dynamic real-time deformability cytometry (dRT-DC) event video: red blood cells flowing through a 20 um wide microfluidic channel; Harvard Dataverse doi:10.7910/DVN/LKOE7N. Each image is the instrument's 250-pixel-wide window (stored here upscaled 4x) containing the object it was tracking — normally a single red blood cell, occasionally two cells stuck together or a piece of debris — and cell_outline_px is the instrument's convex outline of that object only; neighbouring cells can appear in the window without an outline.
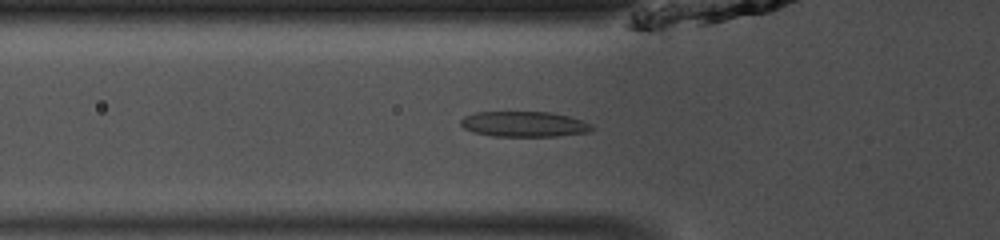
{"species": "common noctule bat (a hibernating species)", "species_latin": "Nyctalus noctula", "temperature_condition": "room temperature", "stored_images_in_passage": 47, "camera_frame_rate_fps": 3000, "um_per_image_px": 0.085, "animal": {"sex": "male", "body_mass_g": 13.0, "forearm_length_mm": 53.1}, "frame": {"image": 1, "passage_image": 15, "time_ms": 4.667, "image_size_px": [1000, 240], "cell_outline_px": [[596, 128], [588, 132], [556, 136], [496, 136], [472, 132], [464, 128], [460, 124], [460, 120], [464, 116], [476, 112], [552, 112], [568, 116], [592, 124]], "centroid_in_image_um": [44.55, 10.55], "position_along_channel_um": 81.3, "area_um2": 19.42}}
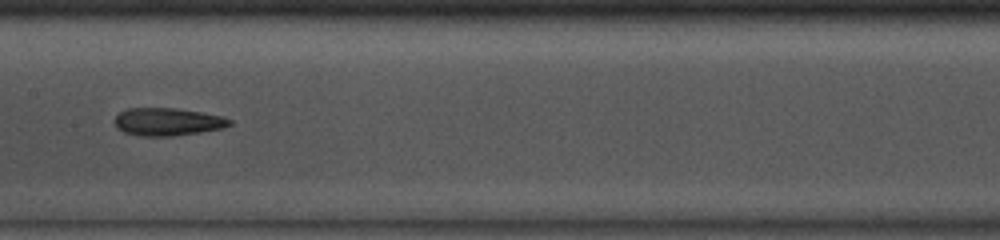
{"frame": {"image": 2, "passage_image": 23, "time_ms": 7.333, "image_size_px": [1000, 240], "cell_outline_px": [[232, 124], [224, 128], [200, 132], [172, 136], [144, 136], [124, 132], [116, 128], [116, 116], [120, 112], [128, 108], [176, 108], [224, 116], [232, 120]], "centroid_in_image_um": [14.28, 10.35], "position_along_channel_um": 193.1, "area_um2": 18.55}}
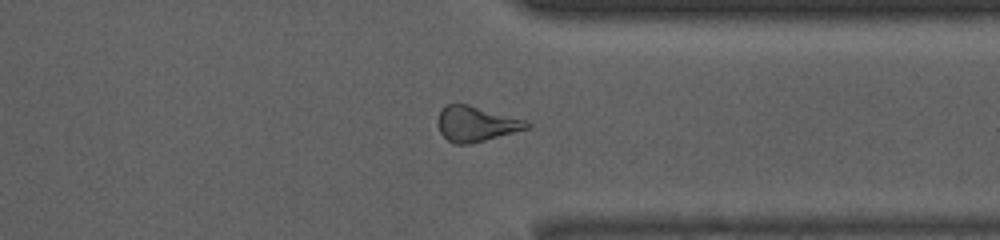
{"frame": {"image": 3, "passage_image": 36, "time_ms": 11.667, "image_size_px": [1000, 240], "cell_outline_px": [[532, 124], [528, 128], [484, 140], [468, 144], [456, 144], [448, 140], [440, 132], [436, 124], [436, 120], [440, 112], [448, 104], [468, 104], [528, 120]], "centroid_in_image_um": [40.47, 10.52], "position_along_channel_um": 370.9, "area_um2": 18.21}, "authors_computed_cell_mechanics": {"area_um2": 19.5364, "velocity_mm_per_s": 4.1374, "shape_relaxation_time_tau1_ms": 8.506, "shape_relaxation_time_tau2_ms": 5.2585, "deformation_change_tau1": 0.1911, "deformation_change_tau2": 0.1741}}